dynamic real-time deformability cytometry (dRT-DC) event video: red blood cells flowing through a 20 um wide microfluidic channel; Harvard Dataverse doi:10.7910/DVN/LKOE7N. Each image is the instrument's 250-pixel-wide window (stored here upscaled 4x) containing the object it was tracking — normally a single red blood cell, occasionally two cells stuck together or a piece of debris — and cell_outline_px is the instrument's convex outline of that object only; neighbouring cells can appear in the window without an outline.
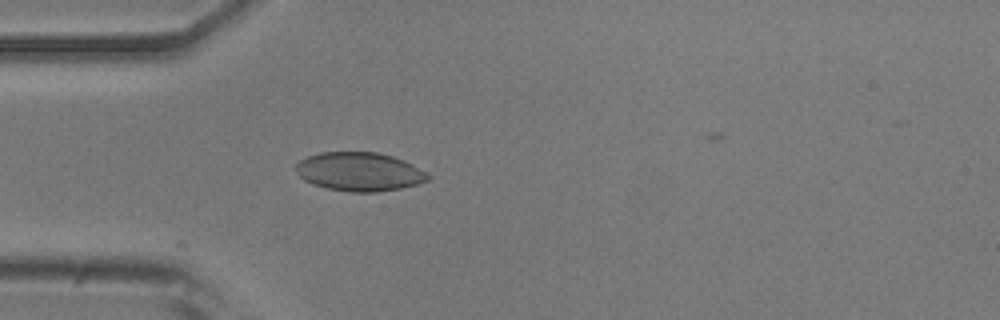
{"species": "common noctule bat (a hibernating species)", "species_latin": "Nyctalus noctula", "temperature_condition": "room temperature", "stored_images_in_passage": 9, "camera_frame_rate_fps": 3000, "um_per_image_px": 0.085, "animal": {"sex": "male", "body_mass_g": 20.5, "forearm_length_mm": 52.5}, "frame": {"image": 1, "passage_image": 1, "time_ms": 0.0, "image_size_px": [1000, 320], "cell_outline_px": [[432, 176], [428, 180], [416, 184], [400, 188], [376, 192], [348, 192], [328, 188], [312, 184], [304, 180], [300, 176], [296, 168], [296, 164], [300, 160], [308, 156], [320, 152], [376, 152], [392, 156], [404, 160], [428, 172]], "centroid_in_image_um": [30.57, 14.59], "position_along_channel_um": 54.4, "area_um2": 29.82}}
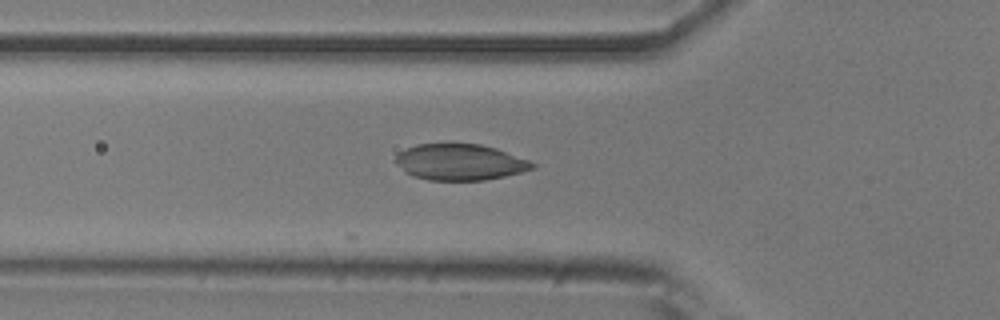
{"frame": {"image": 2, "passage_image": 4, "time_ms": 1.0, "image_size_px": [1000, 320], "cell_outline_px": [[536, 164], [532, 168], [520, 172], [504, 176], [484, 180], [428, 180], [412, 176], [404, 172], [392, 160], [400, 152], [416, 144], [480, 144], [496, 148], [528, 160]], "centroid_in_image_um": [39.04, 13.78], "position_along_channel_um": 86.8, "area_um2": 28.67}}